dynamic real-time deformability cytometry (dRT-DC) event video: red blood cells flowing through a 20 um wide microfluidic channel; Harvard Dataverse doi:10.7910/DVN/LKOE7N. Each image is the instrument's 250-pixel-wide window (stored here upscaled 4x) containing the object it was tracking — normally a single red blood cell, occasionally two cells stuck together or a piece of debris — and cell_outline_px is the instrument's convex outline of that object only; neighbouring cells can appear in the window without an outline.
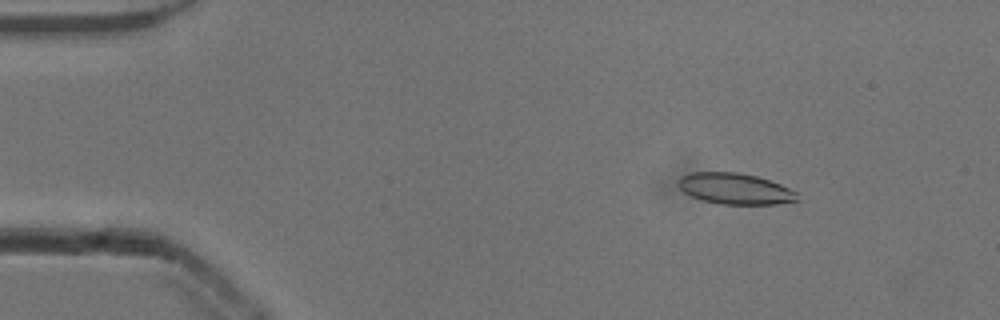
{"species": "common noctule bat (a hibernating species)", "species_latin": "Nyctalus noctula", "temperature_condition": "cold", "stored_images_in_passage": 53, "camera_frame_rate_fps": 3000, "um_per_image_px": 0.085, "animal": {"sex": "male", "body_mass_g": 13.3}, "frame": {"image": 1, "passage_image": 8, "time_ms": 2.333, "image_size_px": [1000, 320], "cell_outline_px": [[800, 200], [776, 204], [720, 204], [700, 200], [684, 192], [676, 184], [676, 180], [680, 176], [692, 172], [740, 172], [756, 176], [780, 184], [796, 192]], "centroid_in_image_um": [62.44, 16.04], "position_along_channel_um": 22.6, "area_um2": 21.68}}
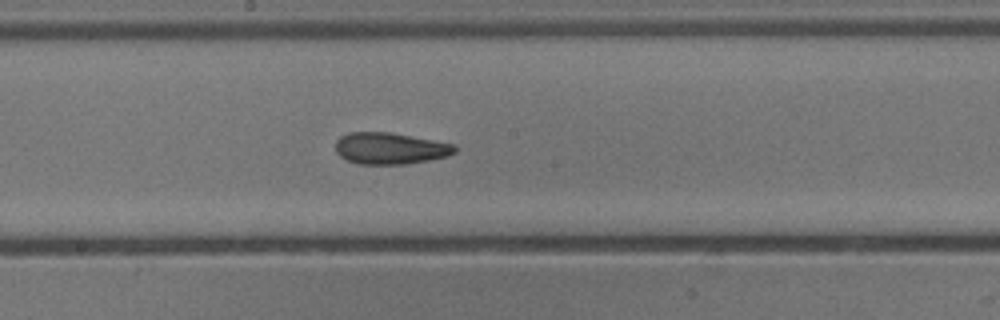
{"frame": {"image": 2, "passage_image": 29, "time_ms": 9.333, "image_size_px": [1000, 320], "cell_outline_px": [[456, 152], [448, 156], [408, 164], [360, 164], [348, 160], [340, 156], [336, 152], [336, 140], [340, 136], [348, 132], [388, 132], [456, 144]], "centroid_in_image_um": [33.16, 12.61], "position_along_channel_um": 215.0, "area_um2": 21.96}}
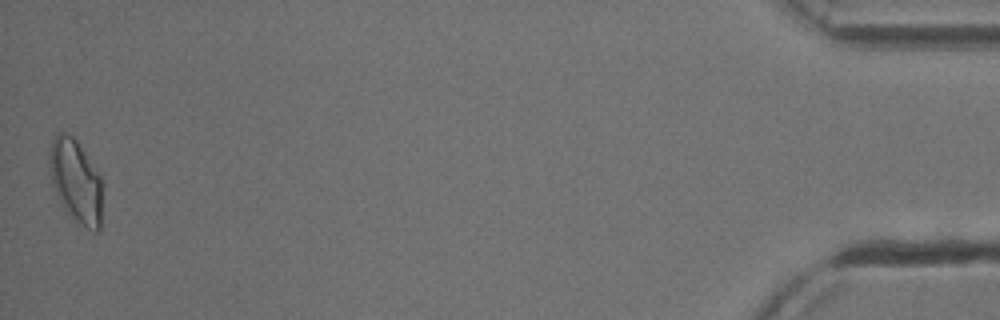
{"frame": {"image": 3, "passage_image": 53, "time_ms": 17.333, "image_size_px": [1000, 320], "cell_outline_px": [[100, 232], [96, 232], [76, 224], [60, 204], [52, 184], [48, 164], [48, 152], [52, 140], [56, 132], [64, 132], [72, 136], [76, 140], [100, 176]], "centroid_in_image_um": [6.38, 15.41], "position_along_channel_um": 428.8, "area_um2": 25.72}, "authors_computed_cell_mechanics": {"area_um2": 21.9062, "velocity_mm_per_s": 3.8993, "shape_relaxation_time_tau1_ms": null, "shape_relaxation_time_tau2_ms": 3.318, "deformation_change_tau1": null, "deformation_change_tau2": 0.0928}}